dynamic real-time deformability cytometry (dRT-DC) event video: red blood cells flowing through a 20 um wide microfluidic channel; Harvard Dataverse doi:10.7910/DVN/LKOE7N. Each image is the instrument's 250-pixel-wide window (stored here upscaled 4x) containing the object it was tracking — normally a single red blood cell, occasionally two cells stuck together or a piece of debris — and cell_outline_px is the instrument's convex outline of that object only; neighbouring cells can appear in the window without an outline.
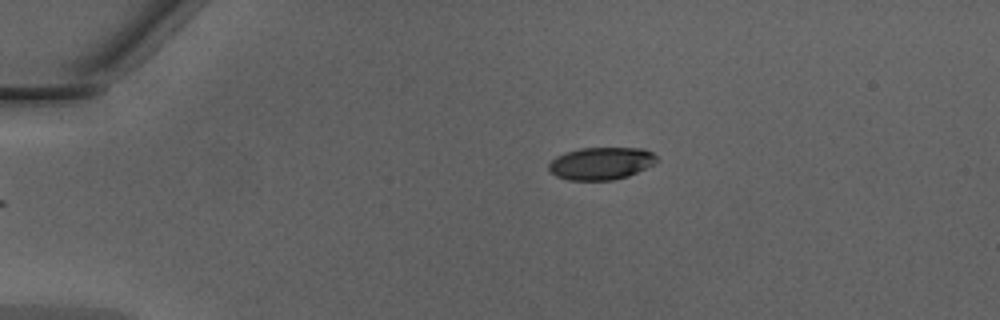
{"species": "Egyptian fruit bat (a non-hibernating species)", "species_latin": "Rousettus aegyptiacus", "temperature_condition": "warm", "stored_images_in_passage": 39, "camera_frame_rate_fps": 3000, "um_per_image_px": 0.085, "animal": {"sex": "male"}, "frame": {"image": 1, "passage_image": 1, "time_ms": 0.0, "image_size_px": [1000, 320], "cell_outline_px": [[660, 160], [628, 176], [612, 180], [568, 180], [556, 176], [548, 168], [548, 164], [556, 156], [564, 152], [580, 148], [644, 148], [652, 152]], "centroid_in_image_um": [51.08, 13.88], "position_along_channel_um": 33.9, "area_um2": 20.4}}
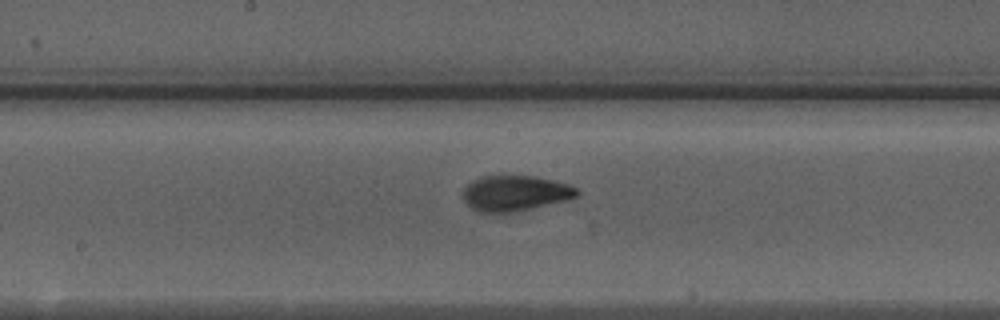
{"frame": {"image": 2, "passage_image": 17, "time_ms": 5.333, "image_size_px": [1000, 320], "cell_outline_px": [[580, 196], [572, 200], [512, 212], [480, 212], [472, 208], [464, 200], [464, 188], [472, 180], [480, 176], [536, 176], [556, 180], [580, 188]], "centroid_in_image_um": [43.89, 16.41], "position_along_channel_um": 204.3, "area_um2": 23.93}}
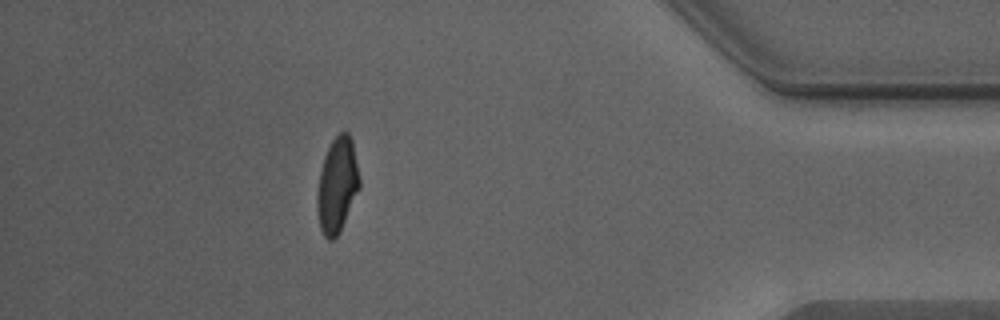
{"frame": {"image": 3, "passage_image": 34, "time_ms": 11.0, "image_size_px": [1000, 320], "cell_outline_px": [[360, 188], [340, 232], [332, 240], [328, 240], [324, 236], [320, 228], [316, 208], [316, 196], [320, 172], [324, 156], [332, 140], [344, 128], [348, 132], [352, 140], [360, 180]], "centroid_in_image_um": [28.66, 15.74], "position_along_channel_um": 406.5, "area_um2": 23.64}, "authors_computed_cell_mechanics": {"area_um2": 23.5246, "velocity_mm_per_s": 4.3156, "shape_relaxation_time_tau1_ms": 4.0028, "shape_relaxation_time_tau2_ms": 0.8041, "deformation_change_tau1": 0.1706, "deformation_change_tau2": 0.0569}}